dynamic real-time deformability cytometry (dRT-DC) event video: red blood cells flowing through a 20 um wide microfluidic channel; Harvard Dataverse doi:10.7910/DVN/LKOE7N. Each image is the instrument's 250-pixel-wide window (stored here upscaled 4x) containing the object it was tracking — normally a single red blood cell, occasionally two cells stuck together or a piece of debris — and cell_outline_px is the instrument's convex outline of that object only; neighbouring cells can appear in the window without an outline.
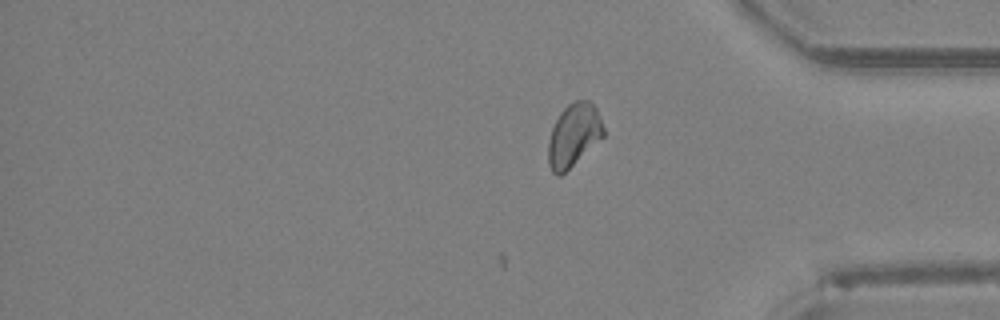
{"species": "Egyptian fruit bat (a non-hibernating species)", "species_latin": "Rousettus aegyptiacus", "temperature_condition": "room temperature", "stored_images_in_passage": 26, "camera_frame_rate_fps": 3000, "um_per_image_px": 0.085, "animal": {"sex": "female"}, "frame": {"image": 1, "passage_image": 26, "time_ms": 8.333, "image_size_px": [1000, 320], "cell_outline_px": [[604, 136], [560, 176], [556, 176], [552, 172], [548, 164], [548, 140], [552, 128], [560, 112], [568, 104], [576, 100], [588, 100], [596, 108], [604, 128]], "centroid_in_image_um": [48.74, 11.49], "position_along_channel_um": 386.5, "area_um2": 20.11}}